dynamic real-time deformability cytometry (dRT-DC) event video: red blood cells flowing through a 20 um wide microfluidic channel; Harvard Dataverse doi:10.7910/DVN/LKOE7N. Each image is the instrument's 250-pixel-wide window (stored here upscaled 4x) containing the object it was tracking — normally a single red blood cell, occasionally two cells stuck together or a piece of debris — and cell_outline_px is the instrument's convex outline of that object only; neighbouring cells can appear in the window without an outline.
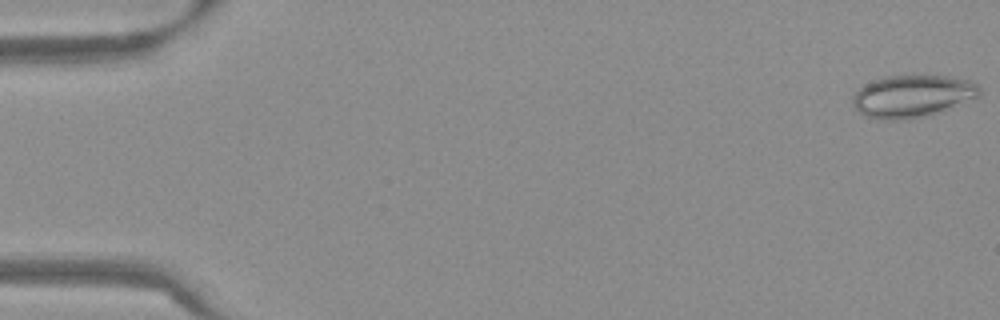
{"species": "Egyptian fruit bat (a non-hibernating species)", "species_latin": "Rousettus aegyptiacus", "temperature_condition": "warm", "stored_images_in_passage": 53, "camera_frame_rate_fps": 3000, "um_per_image_px": 0.085, "frame": {"image": 1, "passage_image": 1, "time_ms": 0.0, "image_size_px": [1000, 320], "cell_outline_px": [[980, 96], [940, 112], [924, 116], [900, 120], [888, 120], [864, 116], [852, 104], [852, 96], [864, 84], [872, 80], [884, 76], [948, 76], [972, 80], [980, 88]], "centroid_in_image_um": [77.55, 8.17], "position_along_channel_um": 7.4, "area_um2": 31.27}}
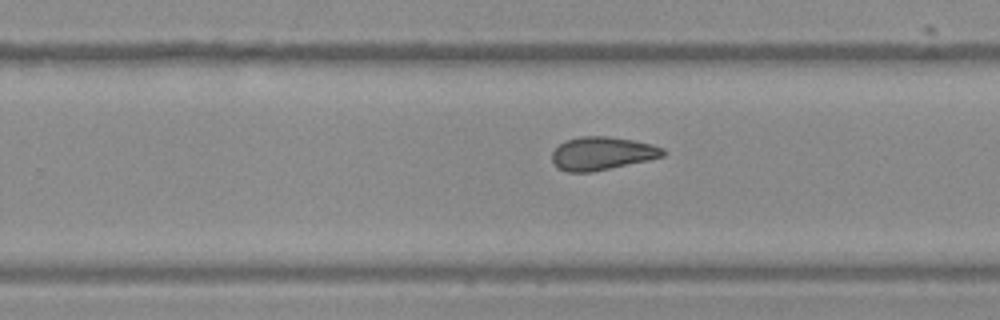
{"frame": {"image": 2, "passage_image": 34, "time_ms": 11.0, "image_size_px": [1000, 320], "cell_outline_px": [[664, 156], [648, 160], [592, 172], [568, 172], [556, 168], [552, 160], [552, 152], [560, 144], [568, 140], [580, 136], [608, 136], [632, 140], [652, 144], [664, 148]], "centroid_in_image_um": [51.16, 13.04], "position_along_channel_um": 278.6, "area_um2": 21.39}}
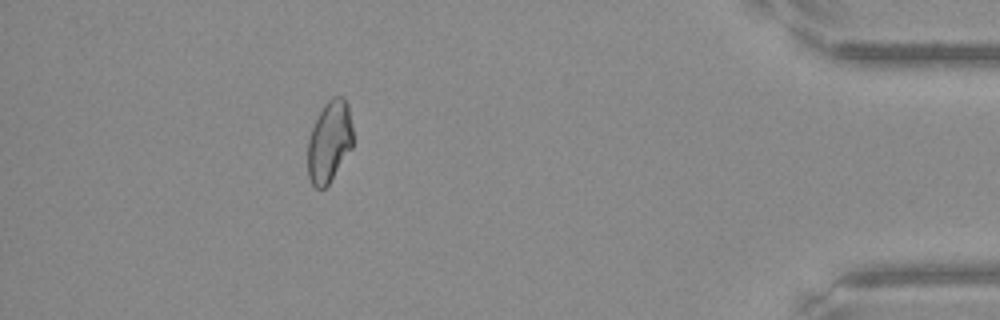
{"frame": {"image": 3, "passage_image": 48, "time_ms": 15.667, "image_size_px": [1000, 320], "cell_outline_px": [[352, 148], [328, 184], [324, 188], [316, 188], [312, 184], [308, 176], [308, 140], [312, 128], [324, 104], [332, 96], [344, 96], [348, 104], [352, 128]], "centroid_in_image_um": [28.0, 12.01], "position_along_channel_um": 407.2, "area_um2": 21.33}, "authors_computed_cell_mechanics": {"area_um2": 22.7732, "velocity_mm_per_s": 3.8398, "shape_relaxation_time_tau1_ms": null, "shape_relaxation_time_tau2_ms": 1.8783, "deformation_change_tau1": null, "deformation_change_tau2": 0.0856}}